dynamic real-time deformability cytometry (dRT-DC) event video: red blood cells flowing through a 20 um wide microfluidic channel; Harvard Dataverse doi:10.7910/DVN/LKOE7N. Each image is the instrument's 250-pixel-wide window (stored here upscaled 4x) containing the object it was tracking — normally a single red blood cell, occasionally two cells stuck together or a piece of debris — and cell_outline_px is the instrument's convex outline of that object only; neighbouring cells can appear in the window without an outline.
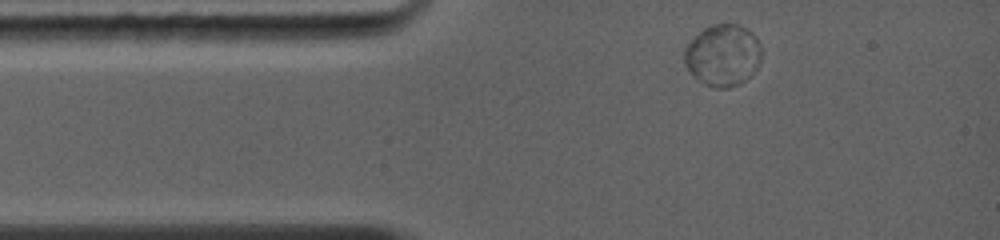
{"species": "common noctule bat (a hibernating species)", "species_latin": "Nyctalus noctula", "temperature_condition": "warm", "stored_images_in_passage": 28, "camera_frame_rate_fps": 5000, "um_per_image_px": 0.085, "animal": {"sex": "female", "body_mass_g": 19.0, "forearm_length_mm": 56.7}, "frame": {"image": 1, "passage_image": 1, "time_ms": 0.0, "image_size_px": [1000, 240], "cell_outline_px": [[760, 64], [752, 76], [740, 84], [728, 88], [716, 88], [704, 84], [692, 76], [684, 64], [684, 48], [704, 28], [716, 24], [740, 24], [748, 28], [756, 36], [760, 44]], "centroid_in_image_um": [61.46, 4.71], "position_along_channel_um": 23.5, "area_um2": 28.09}}
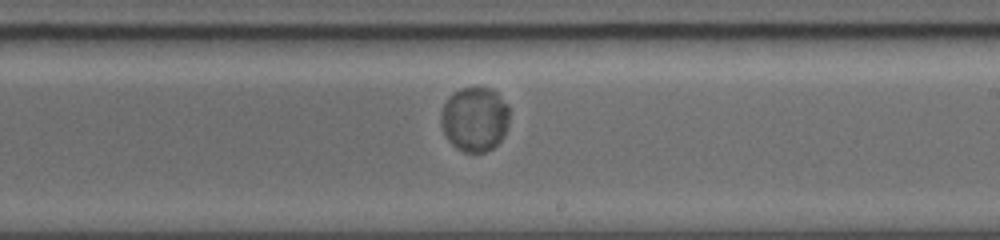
{"frame": {"image": 2, "passage_image": 13, "time_ms": 6.0, "image_size_px": [1000, 240], "cell_outline_px": [[508, 124], [504, 136], [492, 148], [484, 152], [464, 152], [456, 148], [448, 140], [440, 124], [440, 112], [448, 96], [452, 92], [460, 88], [476, 84], [492, 88], [508, 104]], "centroid_in_image_um": [40.33, 10.07], "position_along_channel_um": 248.7, "area_um2": 26.41}}
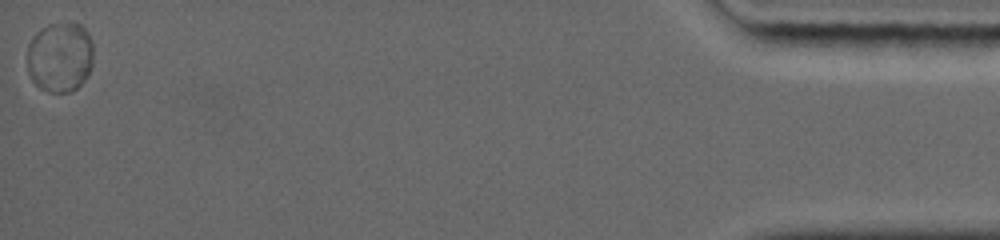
{"frame": {"image": 3, "passage_image": 28, "time_ms": 13.4, "image_size_px": [1000, 240], "cell_outline_px": [[92, 64], [84, 80], [72, 92], [48, 92], [40, 88], [32, 80], [28, 72], [28, 44], [36, 32], [40, 28], [48, 24], [80, 24], [88, 32], [92, 44]], "centroid_in_image_um": [5.08, 4.86], "position_along_channel_um": 430.1, "area_um2": 26.99}, "authors_computed_cell_mechanics": {"area_um2": 26.6458, "velocity_mm_per_s": 4.2078, "shape_relaxation_time_tau1_ms": 0.7525, "shape_relaxation_time_tau2_ms": null, "deformation_change_tau1": 0.0173, "deformation_change_tau2": null}}